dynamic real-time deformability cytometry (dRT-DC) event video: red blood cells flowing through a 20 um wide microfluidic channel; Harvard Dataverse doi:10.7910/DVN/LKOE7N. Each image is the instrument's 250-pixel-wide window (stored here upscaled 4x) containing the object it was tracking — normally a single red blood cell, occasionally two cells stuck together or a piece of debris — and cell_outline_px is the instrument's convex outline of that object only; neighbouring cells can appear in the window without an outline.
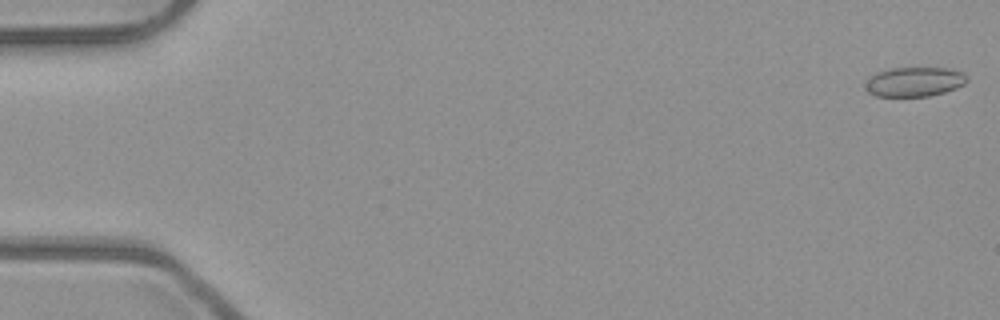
{"species": "common noctule bat (a hibernating species)", "species_latin": "Nyctalus noctula", "temperature_condition": "room temperature", "stored_images_in_passage": 49, "camera_frame_rate_fps": 3000, "um_per_image_px": 0.085, "animal": {"sex": "male", "body_mass_g": 23.1, "forearm_length_mm": 52.7}, "frame": {"image": 1, "passage_image": 1, "time_ms": 0.0, "image_size_px": [1000, 320], "cell_outline_px": [[968, 80], [964, 84], [956, 88], [944, 92], [928, 96], [876, 96], [868, 92], [864, 84], [868, 76], [876, 72], [892, 68], [948, 68], [964, 72], [968, 76]], "centroid_in_image_um": [77.72, 6.94], "position_along_channel_um": 7.3, "area_um2": 17.63}}
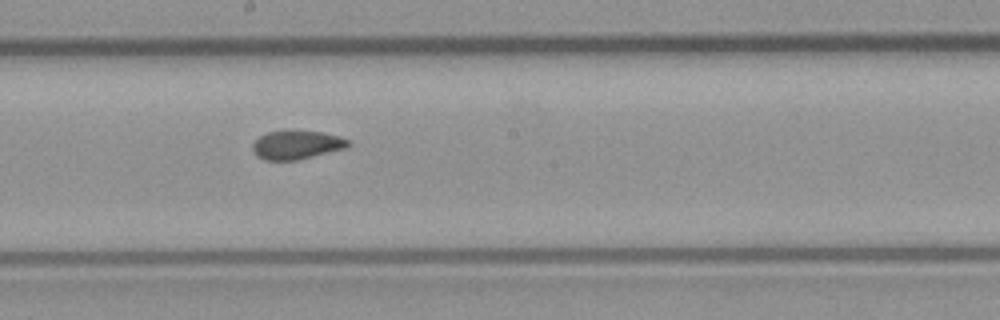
{"frame": {"image": 2, "passage_image": 29, "time_ms": 9.333, "image_size_px": [1000, 320], "cell_outline_px": [[352, 144], [348, 148], [296, 160], [264, 160], [256, 156], [252, 148], [252, 144], [260, 136], [268, 132], [320, 132], [340, 136], [352, 140]], "centroid_in_image_um": [25.27, 12.34], "position_along_channel_um": 222.9, "area_um2": 15.84}}
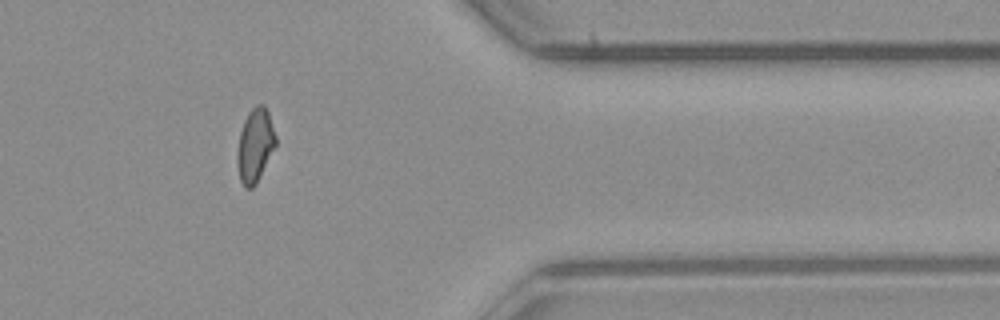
{"frame": {"image": 3, "passage_image": 43, "time_ms": 14.0, "image_size_px": [1000, 320], "cell_outline_px": [[276, 144], [256, 184], [252, 188], [244, 188], [240, 180], [236, 164], [236, 152], [240, 132], [244, 120], [248, 112], [256, 104], [264, 104], [268, 112], [276, 136]], "centroid_in_image_um": [21.65, 12.35], "position_along_channel_um": 389.7, "area_um2": 16.59}, "authors_computed_cell_mechanics": {"area_um2": 16.8776, "velocity_mm_per_s": 3.9971, "shape_relaxation_time_tau1_ms": null, "shape_relaxation_time_tau2_ms": 1.25, "deformation_change_tau1": null, "deformation_change_tau2": 0.0599}}